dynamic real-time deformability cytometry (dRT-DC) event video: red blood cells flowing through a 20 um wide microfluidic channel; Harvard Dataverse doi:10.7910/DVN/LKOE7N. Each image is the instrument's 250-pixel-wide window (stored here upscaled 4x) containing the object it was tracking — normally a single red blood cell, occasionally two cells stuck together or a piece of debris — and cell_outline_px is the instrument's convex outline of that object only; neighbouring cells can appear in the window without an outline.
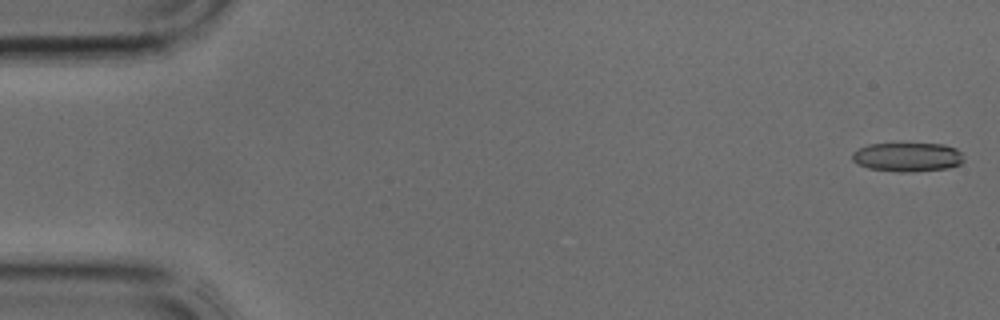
{"species": "common noctule bat (a hibernating species)", "species_latin": "Nyctalus noctula", "temperature_condition": "cold", "stored_images_in_passage": 40, "segment_of_instrument_passage": [1, 2], "camera_frame_rate_fps": 3000, "um_per_image_px": 0.085, "animal": {"sex": "male", "body_mass_g": 17.9, "forearm_length_mm": 54.2}, "frame": {"image": 1, "passage_image": 1, "time_ms": 0.0, "image_size_px": [1000, 320], "cell_outline_px": [[964, 160], [960, 164], [948, 168], [912, 172], [896, 172], [868, 168], [856, 164], [852, 160], [852, 152], [868, 144], [944, 144], [956, 148], [964, 156]], "centroid_in_image_um": [77.13, 13.36], "position_along_channel_um": 7.9, "area_um2": 19.02}}
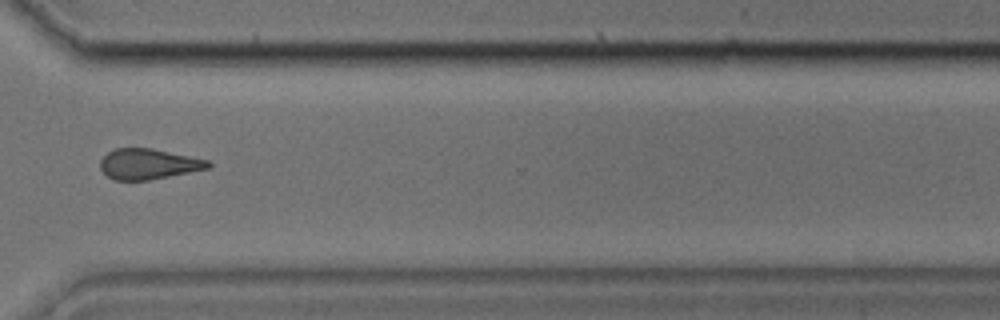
{"frame": {"image": 2, "passage_image": 29, "time_ms": 9.333, "image_size_px": [1000, 320], "cell_outline_px": [[212, 164], [208, 168], [148, 180], [116, 180], [108, 176], [100, 168], [100, 160], [108, 152], [116, 148], [152, 148], [208, 160]], "centroid_in_image_um": [12.59, 13.93], "position_along_channel_um": 358.0, "area_um2": 18.9}}
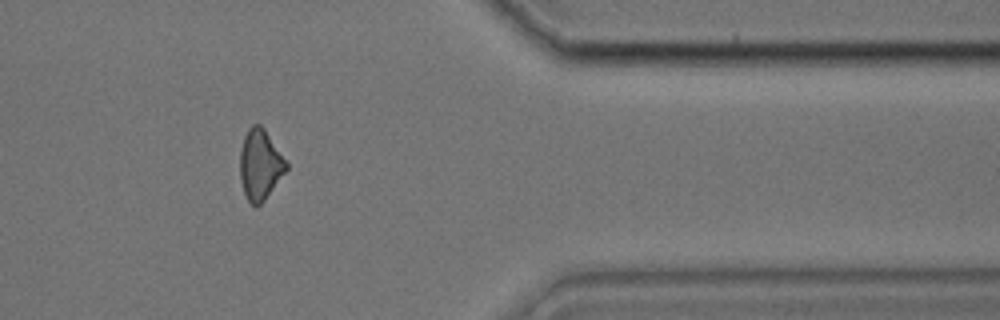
{"frame": {"image": 3, "passage_image": 32, "time_ms": 10.333, "image_size_px": [1000, 320], "cell_outline_px": [[288, 168], [264, 200], [256, 208], [248, 200], [244, 192], [240, 180], [240, 152], [244, 136], [248, 128], [252, 124], [260, 124], [264, 128], [288, 164]], "centroid_in_image_um": [22.09, 13.99], "position_along_channel_um": 389.3, "area_um2": 18.79}}